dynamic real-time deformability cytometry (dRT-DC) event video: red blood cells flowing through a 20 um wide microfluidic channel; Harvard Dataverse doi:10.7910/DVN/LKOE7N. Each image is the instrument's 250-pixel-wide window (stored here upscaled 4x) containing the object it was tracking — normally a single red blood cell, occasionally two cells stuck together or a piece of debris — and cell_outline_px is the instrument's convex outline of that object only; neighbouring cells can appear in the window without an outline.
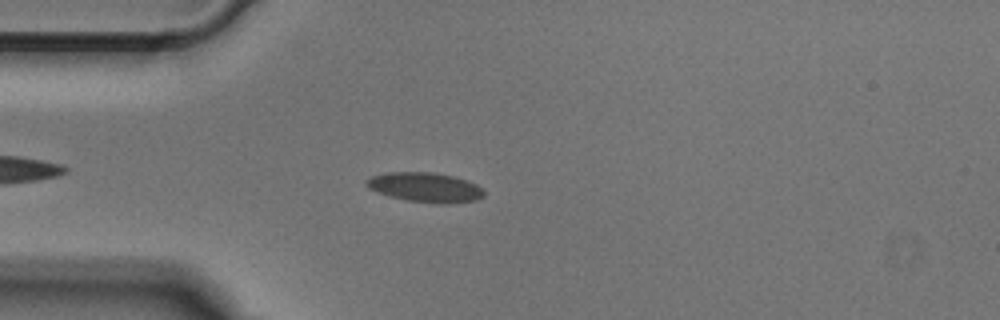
{"species": "Egyptian fruit bat (a non-hibernating species)", "species_latin": "Rousettus aegyptiacus", "temperature_condition": "cold", "stored_images_in_passage": 43, "camera_frame_rate_fps": 3000, "um_per_image_px": 0.085, "animal": {"sex": "male"}, "frame": {"image": 1, "passage_image": 6, "time_ms": 1.667, "image_size_px": [1000, 320], "cell_outline_px": [[484, 196], [476, 200], [444, 204], [408, 200], [392, 196], [368, 188], [364, 180], [372, 176], [388, 172], [432, 172], [452, 176], [468, 180], [476, 184], [484, 192]], "centroid_in_image_um": [36.16, 15.91], "position_along_channel_um": 48.8, "area_um2": 20.0}}
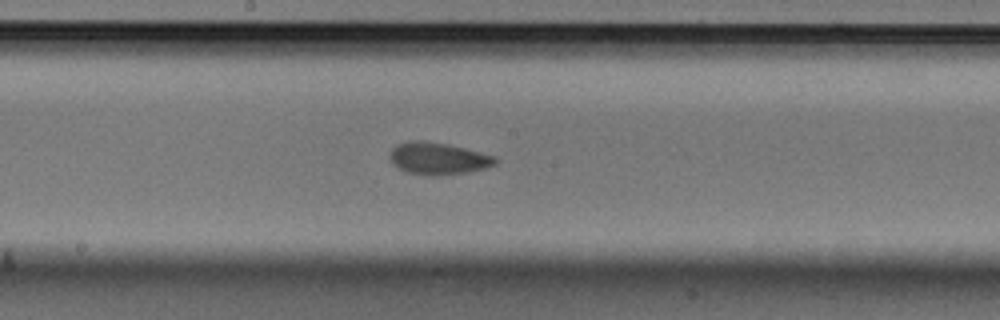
{"frame": {"image": 2, "passage_image": 19, "time_ms": 6.0, "image_size_px": [1000, 320], "cell_outline_px": [[500, 160], [496, 164], [484, 168], [468, 172], [436, 176], [432, 176], [408, 172], [392, 164], [392, 148], [396, 144], [408, 140], [424, 140], [448, 144], [496, 156]], "centroid_in_image_um": [37.28, 13.46], "position_along_channel_um": 210.9, "area_um2": 19.71}}
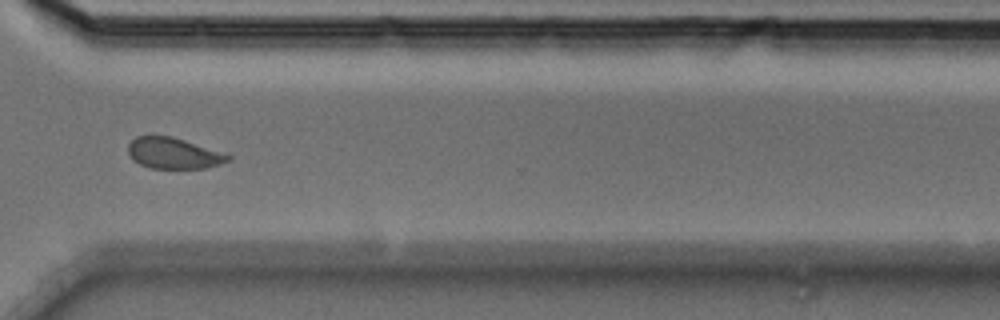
{"frame": {"image": 3, "passage_image": 30, "time_ms": 9.667, "image_size_px": [1000, 320], "cell_outline_px": [[232, 160], [208, 168], [148, 168], [132, 160], [128, 152], [128, 144], [136, 136], [172, 136], [232, 156]], "centroid_in_image_um": [14.73, 13.04], "position_along_channel_um": 355.9, "area_um2": 17.98}}